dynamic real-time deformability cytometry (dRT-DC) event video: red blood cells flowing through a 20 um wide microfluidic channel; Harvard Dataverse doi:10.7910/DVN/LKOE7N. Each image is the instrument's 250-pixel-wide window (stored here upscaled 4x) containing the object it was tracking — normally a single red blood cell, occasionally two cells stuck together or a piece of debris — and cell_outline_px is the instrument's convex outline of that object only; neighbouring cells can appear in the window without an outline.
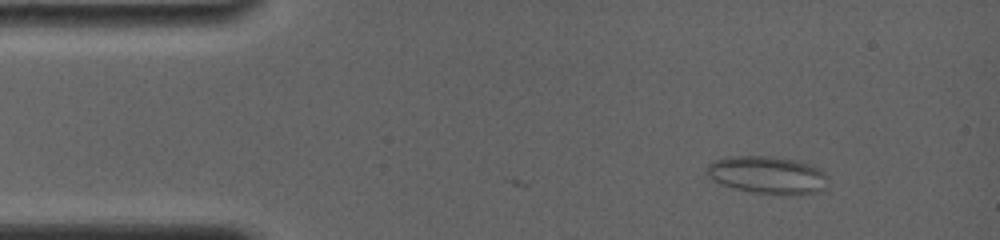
{"species": "common noctule bat (a hibernating species)", "species_latin": "Nyctalus noctula", "temperature_condition": "room temperature", "stored_images_in_passage": 5, "camera_frame_rate_fps": 4000, "um_per_image_px": 0.085, "animal": {"sex": "female", "body_mass_g": 19.0, "forearm_length_mm": 56.7}, "frame": {"image": 1, "passage_image": 2, "time_ms": 0.25, "image_size_px": [1000, 240], "cell_outline_px": [[828, 176], [824, 188], [820, 192], [796, 196], [780, 196], [752, 192], [732, 188], [720, 184], [708, 176], [704, 172], [708, 164], [712, 160], [732, 156], [772, 156], [796, 160], [808, 164], [824, 172]], "centroid_in_image_um": [65.22, 14.9], "position_along_channel_um": 19.8, "area_um2": 27.17}}